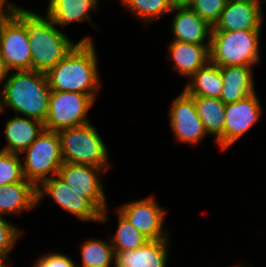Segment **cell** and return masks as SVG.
<instances>
[{
	"label": "cell",
	"instance_id": "obj_1",
	"mask_svg": "<svg viewBox=\"0 0 266 267\" xmlns=\"http://www.w3.org/2000/svg\"><path fill=\"white\" fill-rule=\"evenodd\" d=\"M95 49L90 37L79 40L75 47L45 74L50 89L80 92L95 101L101 85Z\"/></svg>",
	"mask_w": 266,
	"mask_h": 267
},
{
	"label": "cell",
	"instance_id": "obj_2",
	"mask_svg": "<svg viewBox=\"0 0 266 267\" xmlns=\"http://www.w3.org/2000/svg\"><path fill=\"white\" fill-rule=\"evenodd\" d=\"M14 15L25 25L31 47V70L46 74L56 66L77 43L58 30L46 13V18L16 6Z\"/></svg>",
	"mask_w": 266,
	"mask_h": 267
},
{
	"label": "cell",
	"instance_id": "obj_3",
	"mask_svg": "<svg viewBox=\"0 0 266 267\" xmlns=\"http://www.w3.org/2000/svg\"><path fill=\"white\" fill-rule=\"evenodd\" d=\"M50 87L46 75L34 70L11 71L3 84L1 108H11L23 117L46 121Z\"/></svg>",
	"mask_w": 266,
	"mask_h": 267
},
{
	"label": "cell",
	"instance_id": "obj_4",
	"mask_svg": "<svg viewBox=\"0 0 266 267\" xmlns=\"http://www.w3.org/2000/svg\"><path fill=\"white\" fill-rule=\"evenodd\" d=\"M261 30H212L210 62L222 66H253L260 58Z\"/></svg>",
	"mask_w": 266,
	"mask_h": 267
},
{
	"label": "cell",
	"instance_id": "obj_5",
	"mask_svg": "<svg viewBox=\"0 0 266 267\" xmlns=\"http://www.w3.org/2000/svg\"><path fill=\"white\" fill-rule=\"evenodd\" d=\"M58 136L64 163L109 168L108 149L91 123L61 130Z\"/></svg>",
	"mask_w": 266,
	"mask_h": 267
},
{
	"label": "cell",
	"instance_id": "obj_6",
	"mask_svg": "<svg viewBox=\"0 0 266 267\" xmlns=\"http://www.w3.org/2000/svg\"><path fill=\"white\" fill-rule=\"evenodd\" d=\"M22 153L26 154L22 161L24 178L36 187L58 175L63 164L58 132L44 129Z\"/></svg>",
	"mask_w": 266,
	"mask_h": 267
},
{
	"label": "cell",
	"instance_id": "obj_7",
	"mask_svg": "<svg viewBox=\"0 0 266 267\" xmlns=\"http://www.w3.org/2000/svg\"><path fill=\"white\" fill-rule=\"evenodd\" d=\"M94 100L80 92L50 91L46 130L59 132L90 123L87 117Z\"/></svg>",
	"mask_w": 266,
	"mask_h": 267
},
{
	"label": "cell",
	"instance_id": "obj_8",
	"mask_svg": "<svg viewBox=\"0 0 266 267\" xmlns=\"http://www.w3.org/2000/svg\"><path fill=\"white\" fill-rule=\"evenodd\" d=\"M37 206L46 195L65 211L81 221L101 222V212L80 192L68 186L58 175L44 180L36 187Z\"/></svg>",
	"mask_w": 266,
	"mask_h": 267
},
{
	"label": "cell",
	"instance_id": "obj_9",
	"mask_svg": "<svg viewBox=\"0 0 266 267\" xmlns=\"http://www.w3.org/2000/svg\"><path fill=\"white\" fill-rule=\"evenodd\" d=\"M103 168L92 165L64 163L59 169L58 176L76 192L82 193L100 212L101 222L108 219L107 201L102 182L100 181Z\"/></svg>",
	"mask_w": 266,
	"mask_h": 267
},
{
	"label": "cell",
	"instance_id": "obj_10",
	"mask_svg": "<svg viewBox=\"0 0 266 267\" xmlns=\"http://www.w3.org/2000/svg\"><path fill=\"white\" fill-rule=\"evenodd\" d=\"M148 240L169 239L165 228V208L157 204L154 197L149 196L137 201L121 205L118 210Z\"/></svg>",
	"mask_w": 266,
	"mask_h": 267
},
{
	"label": "cell",
	"instance_id": "obj_11",
	"mask_svg": "<svg viewBox=\"0 0 266 267\" xmlns=\"http://www.w3.org/2000/svg\"><path fill=\"white\" fill-rule=\"evenodd\" d=\"M169 121L175 139L188 144H198L208 135L199 118L194 99L184 90L172 100Z\"/></svg>",
	"mask_w": 266,
	"mask_h": 267
},
{
	"label": "cell",
	"instance_id": "obj_12",
	"mask_svg": "<svg viewBox=\"0 0 266 267\" xmlns=\"http://www.w3.org/2000/svg\"><path fill=\"white\" fill-rule=\"evenodd\" d=\"M0 53L11 71L31 70V47L25 25L13 14L0 36Z\"/></svg>",
	"mask_w": 266,
	"mask_h": 267
},
{
	"label": "cell",
	"instance_id": "obj_13",
	"mask_svg": "<svg viewBox=\"0 0 266 267\" xmlns=\"http://www.w3.org/2000/svg\"><path fill=\"white\" fill-rule=\"evenodd\" d=\"M262 106L254 92L235 103L227 104L223 128V150L241 138L262 117Z\"/></svg>",
	"mask_w": 266,
	"mask_h": 267
},
{
	"label": "cell",
	"instance_id": "obj_14",
	"mask_svg": "<svg viewBox=\"0 0 266 267\" xmlns=\"http://www.w3.org/2000/svg\"><path fill=\"white\" fill-rule=\"evenodd\" d=\"M262 7L257 0H228L212 30H261Z\"/></svg>",
	"mask_w": 266,
	"mask_h": 267
},
{
	"label": "cell",
	"instance_id": "obj_15",
	"mask_svg": "<svg viewBox=\"0 0 266 267\" xmlns=\"http://www.w3.org/2000/svg\"><path fill=\"white\" fill-rule=\"evenodd\" d=\"M172 12H175L171 27L173 40L197 45H210L213 26L191 8L174 9Z\"/></svg>",
	"mask_w": 266,
	"mask_h": 267
},
{
	"label": "cell",
	"instance_id": "obj_16",
	"mask_svg": "<svg viewBox=\"0 0 266 267\" xmlns=\"http://www.w3.org/2000/svg\"><path fill=\"white\" fill-rule=\"evenodd\" d=\"M169 239L148 240L134 250L114 251L115 267H166Z\"/></svg>",
	"mask_w": 266,
	"mask_h": 267
},
{
	"label": "cell",
	"instance_id": "obj_17",
	"mask_svg": "<svg viewBox=\"0 0 266 267\" xmlns=\"http://www.w3.org/2000/svg\"><path fill=\"white\" fill-rule=\"evenodd\" d=\"M210 45H197L172 40L168 46V57L173 69L188 79L210 61Z\"/></svg>",
	"mask_w": 266,
	"mask_h": 267
},
{
	"label": "cell",
	"instance_id": "obj_18",
	"mask_svg": "<svg viewBox=\"0 0 266 267\" xmlns=\"http://www.w3.org/2000/svg\"><path fill=\"white\" fill-rule=\"evenodd\" d=\"M44 129V123L37 119L15 115L5 124L7 144L0 150L21 154Z\"/></svg>",
	"mask_w": 266,
	"mask_h": 267
},
{
	"label": "cell",
	"instance_id": "obj_19",
	"mask_svg": "<svg viewBox=\"0 0 266 267\" xmlns=\"http://www.w3.org/2000/svg\"><path fill=\"white\" fill-rule=\"evenodd\" d=\"M223 90L220 100L224 104L235 103L256 92L251 66L220 67Z\"/></svg>",
	"mask_w": 266,
	"mask_h": 267
},
{
	"label": "cell",
	"instance_id": "obj_20",
	"mask_svg": "<svg viewBox=\"0 0 266 267\" xmlns=\"http://www.w3.org/2000/svg\"><path fill=\"white\" fill-rule=\"evenodd\" d=\"M37 206L36 186L24 179L22 182L0 186V215L19 214Z\"/></svg>",
	"mask_w": 266,
	"mask_h": 267
},
{
	"label": "cell",
	"instance_id": "obj_21",
	"mask_svg": "<svg viewBox=\"0 0 266 267\" xmlns=\"http://www.w3.org/2000/svg\"><path fill=\"white\" fill-rule=\"evenodd\" d=\"M98 0H49L46 13L56 26L65 27L77 21H91V11L97 9Z\"/></svg>",
	"mask_w": 266,
	"mask_h": 267
},
{
	"label": "cell",
	"instance_id": "obj_22",
	"mask_svg": "<svg viewBox=\"0 0 266 267\" xmlns=\"http://www.w3.org/2000/svg\"><path fill=\"white\" fill-rule=\"evenodd\" d=\"M195 102V108L208 135L215 137L219 148L223 150V128L225 121L224 104L219 98L191 96Z\"/></svg>",
	"mask_w": 266,
	"mask_h": 267
},
{
	"label": "cell",
	"instance_id": "obj_23",
	"mask_svg": "<svg viewBox=\"0 0 266 267\" xmlns=\"http://www.w3.org/2000/svg\"><path fill=\"white\" fill-rule=\"evenodd\" d=\"M184 91L190 96L219 98L223 90V81L220 66L210 61L194 73Z\"/></svg>",
	"mask_w": 266,
	"mask_h": 267
},
{
	"label": "cell",
	"instance_id": "obj_24",
	"mask_svg": "<svg viewBox=\"0 0 266 267\" xmlns=\"http://www.w3.org/2000/svg\"><path fill=\"white\" fill-rule=\"evenodd\" d=\"M80 248L83 264L76 267H112L115 262V252L110 238L107 242L100 239L86 240Z\"/></svg>",
	"mask_w": 266,
	"mask_h": 267
},
{
	"label": "cell",
	"instance_id": "obj_25",
	"mask_svg": "<svg viewBox=\"0 0 266 267\" xmlns=\"http://www.w3.org/2000/svg\"><path fill=\"white\" fill-rule=\"evenodd\" d=\"M118 225L113 237L109 236L114 251L134 250L143 246L148 239L136 229L119 211Z\"/></svg>",
	"mask_w": 266,
	"mask_h": 267
},
{
	"label": "cell",
	"instance_id": "obj_26",
	"mask_svg": "<svg viewBox=\"0 0 266 267\" xmlns=\"http://www.w3.org/2000/svg\"><path fill=\"white\" fill-rule=\"evenodd\" d=\"M121 4L144 23L172 12L167 0H122Z\"/></svg>",
	"mask_w": 266,
	"mask_h": 267
},
{
	"label": "cell",
	"instance_id": "obj_27",
	"mask_svg": "<svg viewBox=\"0 0 266 267\" xmlns=\"http://www.w3.org/2000/svg\"><path fill=\"white\" fill-rule=\"evenodd\" d=\"M20 154L0 150V186L22 182V160Z\"/></svg>",
	"mask_w": 266,
	"mask_h": 267
},
{
	"label": "cell",
	"instance_id": "obj_28",
	"mask_svg": "<svg viewBox=\"0 0 266 267\" xmlns=\"http://www.w3.org/2000/svg\"><path fill=\"white\" fill-rule=\"evenodd\" d=\"M227 2L228 0H193L190 8L214 27Z\"/></svg>",
	"mask_w": 266,
	"mask_h": 267
},
{
	"label": "cell",
	"instance_id": "obj_29",
	"mask_svg": "<svg viewBox=\"0 0 266 267\" xmlns=\"http://www.w3.org/2000/svg\"><path fill=\"white\" fill-rule=\"evenodd\" d=\"M0 215V254L10 255V252L22 232Z\"/></svg>",
	"mask_w": 266,
	"mask_h": 267
},
{
	"label": "cell",
	"instance_id": "obj_30",
	"mask_svg": "<svg viewBox=\"0 0 266 267\" xmlns=\"http://www.w3.org/2000/svg\"><path fill=\"white\" fill-rule=\"evenodd\" d=\"M77 265L69 256L52 252L39 257L33 267H76Z\"/></svg>",
	"mask_w": 266,
	"mask_h": 267
},
{
	"label": "cell",
	"instance_id": "obj_31",
	"mask_svg": "<svg viewBox=\"0 0 266 267\" xmlns=\"http://www.w3.org/2000/svg\"><path fill=\"white\" fill-rule=\"evenodd\" d=\"M171 10L190 8L193 0H167Z\"/></svg>",
	"mask_w": 266,
	"mask_h": 267
},
{
	"label": "cell",
	"instance_id": "obj_32",
	"mask_svg": "<svg viewBox=\"0 0 266 267\" xmlns=\"http://www.w3.org/2000/svg\"><path fill=\"white\" fill-rule=\"evenodd\" d=\"M15 8H0V36L4 24L14 14Z\"/></svg>",
	"mask_w": 266,
	"mask_h": 267
},
{
	"label": "cell",
	"instance_id": "obj_33",
	"mask_svg": "<svg viewBox=\"0 0 266 267\" xmlns=\"http://www.w3.org/2000/svg\"><path fill=\"white\" fill-rule=\"evenodd\" d=\"M10 73L11 70L8 68L6 62L4 61L0 53V86H2V82L8 78Z\"/></svg>",
	"mask_w": 266,
	"mask_h": 267
},
{
	"label": "cell",
	"instance_id": "obj_34",
	"mask_svg": "<svg viewBox=\"0 0 266 267\" xmlns=\"http://www.w3.org/2000/svg\"><path fill=\"white\" fill-rule=\"evenodd\" d=\"M0 8H16V5L13 3H9L6 0H0Z\"/></svg>",
	"mask_w": 266,
	"mask_h": 267
},
{
	"label": "cell",
	"instance_id": "obj_35",
	"mask_svg": "<svg viewBox=\"0 0 266 267\" xmlns=\"http://www.w3.org/2000/svg\"><path fill=\"white\" fill-rule=\"evenodd\" d=\"M7 259H8V256L0 254V267H8L9 266L6 264V262H8Z\"/></svg>",
	"mask_w": 266,
	"mask_h": 267
},
{
	"label": "cell",
	"instance_id": "obj_36",
	"mask_svg": "<svg viewBox=\"0 0 266 267\" xmlns=\"http://www.w3.org/2000/svg\"><path fill=\"white\" fill-rule=\"evenodd\" d=\"M257 1H258L259 5L262 7L261 1L260 0H257ZM264 1L266 3V0H264Z\"/></svg>",
	"mask_w": 266,
	"mask_h": 267
},
{
	"label": "cell",
	"instance_id": "obj_37",
	"mask_svg": "<svg viewBox=\"0 0 266 267\" xmlns=\"http://www.w3.org/2000/svg\"><path fill=\"white\" fill-rule=\"evenodd\" d=\"M0 113H2V108H1V98H0Z\"/></svg>",
	"mask_w": 266,
	"mask_h": 267
}]
</instances>
